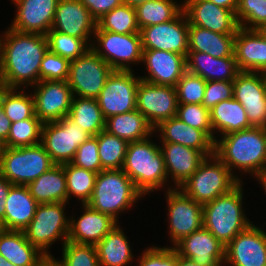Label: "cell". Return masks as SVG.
<instances>
[{"label": "cell", "mask_w": 266, "mask_h": 266, "mask_svg": "<svg viewBox=\"0 0 266 266\" xmlns=\"http://www.w3.org/2000/svg\"><path fill=\"white\" fill-rule=\"evenodd\" d=\"M89 135L68 116L42 125L41 144L56 165L71 163L77 148Z\"/></svg>", "instance_id": "30bf717a"}, {"label": "cell", "mask_w": 266, "mask_h": 266, "mask_svg": "<svg viewBox=\"0 0 266 266\" xmlns=\"http://www.w3.org/2000/svg\"><path fill=\"white\" fill-rule=\"evenodd\" d=\"M46 37L49 51L70 61L84 55L92 43V39H81L52 29Z\"/></svg>", "instance_id": "b9f144b4"}, {"label": "cell", "mask_w": 266, "mask_h": 266, "mask_svg": "<svg viewBox=\"0 0 266 266\" xmlns=\"http://www.w3.org/2000/svg\"><path fill=\"white\" fill-rule=\"evenodd\" d=\"M263 82L265 86V93H266V72H262Z\"/></svg>", "instance_id": "be15d7a7"}, {"label": "cell", "mask_w": 266, "mask_h": 266, "mask_svg": "<svg viewBox=\"0 0 266 266\" xmlns=\"http://www.w3.org/2000/svg\"><path fill=\"white\" fill-rule=\"evenodd\" d=\"M186 70L207 81H233L241 72L234 55L215 58L208 53L188 51Z\"/></svg>", "instance_id": "83f0119b"}, {"label": "cell", "mask_w": 266, "mask_h": 266, "mask_svg": "<svg viewBox=\"0 0 266 266\" xmlns=\"http://www.w3.org/2000/svg\"><path fill=\"white\" fill-rule=\"evenodd\" d=\"M142 48L177 53L187 57L189 23L183 10L171 21L141 28Z\"/></svg>", "instance_id": "5bb4252c"}, {"label": "cell", "mask_w": 266, "mask_h": 266, "mask_svg": "<svg viewBox=\"0 0 266 266\" xmlns=\"http://www.w3.org/2000/svg\"><path fill=\"white\" fill-rule=\"evenodd\" d=\"M101 170L123 168L128 142L103 130L97 134Z\"/></svg>", "instance_id": "ab89813d"}, {"label": "cell", "mask_w": 266, "mask_h": 266, "mask_svg": "<svg viewBox=\"0 0 266 266\" xmlns=\"http://www.w3.org/2000/svg\"><path fill=\"white\" fill-rule=\"evenodd\" d=\"M16 14L9 28L46 35L52 27L59 0H11Z\"/></svg>", "instance_id": "ffe728a7"}, {"label": "cell", "mask_w": 266, "mask_h": 266, "mask_svg": "<svg viewBox=\"0 0 266 266\" xmlns=\"http://www.w3.org/2000/svg\"><path fill=\"white\" fill-rule=\"evenodd\" d=\"M3 88H4V85L2 84V82H1V80H0V93H1V91L3 90Z\"/></svg>", "instance_id": "03108f58"}, {"label": "cell", "mask_w": 266, "mask_h": 266, "mask_svg": "<svg viewBox=\"0 0 266 266\" xmlns=\"http://www.w3.org/2000/svg\"><path fill=\"white\" fill-rule=\"evenodd\" d=\"M165 169L169 182H174V188L180 186L198 169L206 156L198 150L178 143L160 142ZM171 178V179H170Z\"/></svg>", "instance_id": "d4e9b609"}, {"label": "cell", "mask_w": 266, "mask_h": 266, "mask_svg": "<svg viewBox=\"0 0 266 266\" xmlns=\"http://www.w3.org/2000/svg\"><path fill=\"white\" fill-rule=\"evenodd\" d=\"M233 98V81H207L202 105L212 109L221 101Z\"/></svg>", "instance_id": "816d5d0a"}, {"label": "cell", "mask_w": 266, "mask_h": 266, "mask_svg": "<svg viewBox=\"0 0 266 266\" xmlns=\"http://www.w3.org/2000/svg\"><path fill=\"white\" fill-rule=\"evenodd\" d=\"M43 122L34 115L32 118L11 123L7 140L3 147H24L41 143Z\"/></svg>", "instance_id": "7bdbcfd3"}, {"label": "cell", "mask_w": 266, "mask_h": 266, "mask_svg": "<svg viewBox=\"0 0 266 266\" xmlns=\"http://www.w3.org/2000/svg\"><path fill=\"white\" fill-rule=\"evenodd\" d=\"M97 26L103 31L119 34L139 33L140 31L135 8L124 3L100 18Z\"/></svg>", "instance_id": "60d3db41"}, {"label": "cell", "mask_w": 266, "mask_h": 266, "mask_svg": "<svg viewBox=\"0 0 266 266\" xmlns=\"http://www.w3.org/2000/svg\"><path fill=\"white\" fill-rule=\"evenodd\" d=\"M153 136L128 144L122 168L144 197L163 188L165 191L174 188L167 184L169 180L160 143L154 142Z\"/></svg>", "instance_id": "3957f363"}, {"label": "cell", "mask_w": 266, "mask_h": 266, "mask_svg": "<svg viewBox=\"0 0 266 266\" xmlns=\"http://www.w3.org/2000/svg\"><path fill=\"white\" fill-rule=\"evenodd\" d=\"M205 87L202 77L186 70L175 87L178 104H202Z\"/></svg>", "instance_id": "bcb514c9"}, {"label": "cell", "mask_w": 266, "mask_h": 266, "mask_svg": "<svg viewBox=\"0 0 266 266\" xmlns=\"http://www.w3.org/2000/svg\"><path fill=\"white\" fill-rule=\"evenodd\" d=\"M188 23L221 34H236V13L208 0H182Z\"/></svg>", "instance_id": "d6986e66"}, {"label": "cell", "mask_w": 266, "mask_h": 266, "mask_svg": "<svg viewBox=\"0 0 266 266\" xmlns=\"http://www.w3.org/2000/svg\"><path fill=\"white\" fill-rule=\"evenodd\" d=\"M187 125L202 130L213 142L210 110L202 104H178L177 115Z\"/></svg>", "instance_id": "7dc6e473"}, {"label": "cell", "mask_w": 266, "mask_h": 266, "mask_svg": "<svg viewBox=\"0 0 266 266\" xmlns=\"http://www.w3.org/2000/svg\"><path fill=\"white\" fill-rule=\"evenodd\" d=\"M13 184L0 173V223L4 220L5 198Z\"/></svg>", "instance_id": "db71d44e"}, {"label": "cell", "mask_w": 266, "mask_h": 266, "mask_svg": "<svg viewBox=\"0 0 266 266\" xmlns=\"http://www.w3.org/2000/svg\"><path fill=\"white\" fill-rule=\"evenodd\" d=\"M261 228L252 223L225 246V266H266L265 228Z\"/></svg>", "instance_id": "ac0fdd59"}, {"label": "cell", "mask_w": 266, "mask_h": 266, "mask_svg": "<svg viewBox=\"0 0 266 266\" xmlns=\"http://www.w3.org/2000/svg\"><path fill=\"white\" fill-rule=\"evenodd\" d=\"M240 181L215 155L206 157L180 189L202 205L235 188Z\"/></svg>", "instance_id": "52a82bcc"}, {"label": "cell", "mask_w": 266, "mask_h": 266, "mask_svg": "<svg viewBox=\"0 0 266 266\" xmlns=\"http://www.w3.org/2000/svg\"><path fill=\"white\" fill-rule=\"evenodd\" d=\"M242 185L243 181L230 192L203 204V228L224 247L253 223L244 213Z\"/></svg>", "instance_id": "277c9868"}, {"label": "cell", "mask_w": 266, "mask_h": 266, "mask_svg": "<svg viewBox=\"0 0 266 266\" xmlns=\"http://www.w3.org/2000/svg\"><path fill=\"white\" fill-rule=\"evenodd\" d=\"M144 196L122 170H101L97 173L92 196L87 205L110 215L118 223L120 213L133 209Z\"/></svg>", "instance_id": "5b68a950"}, {"label": "cell", "mask_w": 266, "mask_h": 266, "mask_svg": "<svg viewBox=\"0 0 266 266\" xmlns=\"http://www.w3.org/2000/svg\"><path fill=\"white\" fill-rule=\"evenodd\" d=\"M62 258H53L60 266H99L96 245L67 241L62 246Z\"/></svg>", "instance_id": "ee69618b"}, {"label": "cell", "mask_w": 266, "mask_h": 266, "mask_svg": "<svg viewBox=\"0 0 266 266\" xmlns=\"http://www.w3.org/2000/svg\"><path fill=\"white\" fill-rule=\"evenodd\" d=\"M68 117L89 135L105 130V121L96 99L73 96Z\"/></svg>", "instance_id": "d590c367"}, {"label": "cell", "mask_w": 266, "mask_h": 266, "mask_svg": "<svg viewBox=\"0 0 266 266\" xmlns=\"http://www.w3.org/2000/svg\"><path fill=\"white\" fill-rule=\"evenodd\" d=\"M178 255L202 266H224L225 247L205 228L183 237L173 246Z\"/></svg>", "instance_id": "7402d4cb"}, {"label": "cell", "mask_w": 266, "mask_h": 266, "mask_svg": "<svg viewBox=\"0 0 266 266\" xmlns=\"http://www.w3.org/2000/svg\"><path fill=\"white\" fill-rule=\"evenodd\" d=\"M0 102L3 112L11 123L26 120L35 115L33 94L26 92L25 89L3 88L0 93Z\"/></svg>", "instance_id": "74e56055"}, {"label": "cell", "mask_w": 266, "mask_h": 266, "mask_svg": "<svg viewBox=\"0 0 266 266\" xmlns=\"http://www.w3.org/2000/svg\"><path fill=\"white\" fill-rule=\"evenodd\" d=\"M40 266H60V265L53 257H48L40 264Z\"/></svg>", "instance_id": "94428289"}, {"label": "cell", "mask_w": 266, "mask_h": 266, "mask_svg": "<svg viewBox=\"0 0 266 266\" xmlns=\"http://www.w3.org/2000/svg\"><path fill=\"white\" fill-rule=\"evenodd\" d=\"M0 255L15 266H40L47 258L26 239L23 231L0 229Z\"/></svg>", "instance_id": "f546056e"}, {"label": "cell", "mask_w": 266, "mask_h": 266, "mask_svg": "<svg viewBox=\"0 0 266 266\" xmlns=\"http://www.w3.org/2000/svg\"><path fill=\"white\" fill-rule=\"evenodd\" d=\"M136 109L153 127L177 115L178 98L176 88L155 85L140 80L137 89Z\"/></svg>", "instance_id": "9a60e30c"}, {"label": "cell", "mask_w": 266, "mask_h": 266, "mask_svg": "<svg viewBox=\"0 0 266 266\" xmlns=\"http://www.w3.org/2000/svg\"><path fill=\"white\" fill-rule=\"evenodd\" d=\"M234 56L241 71L266 72V37L258 29L239 27Z\"/></svg>", "instance_id": "484cf974"}, {"label": "cell", "mask_w": 266, "mask_h": 266, "mask_svg": "<svg viewBox=\"0 0 266 266\" xmlns=\"http://www.w3.org/2000/svg\"><path fill=\"white\" fill-rule=\"evenodd\" d=\"M142 63L147 74L140 79L155 85L176 87L186 71V57L167 51L143 49Z\"/></svg>", "instance_id": "44dd1931"}, {"label": "cell", "mask_w": 266, "mask_h": 266, "mask_svg": "<svg viewBox=\"0 0 266 266\" xmlns=\"http://www.w3.org/2000/svg\"><path fill=\"white\" fill-rule=\"evenodd\" d=\"M48 50L46 35L7 27L2 33L0 52V80L4 88L26 89L37 84L41 62Z\"/></svg>", "instance_id": "6da1fadb"}, {"label": "cell", "mask_w": 266, "mask_h": 266, "mask_svg": "<svg viewBox=\"0 0 266 266\" xmlns=\"http://www.w3.org/2000/svg\"><path fill=\"white\" fill-rule=\"evenodd\" d=\"M149 0L135 8L139 28L166 23L173 20L182 10V1Z\"/></svg>", "instance_id": "8d00e7d4"}, {"label": "cell", "mask_w": 266, "mask_h": 266, "mask_svg": "<svg viewBox=\"0 0 266 266\" xmlns=\"http://www.w3.org/2000/svg\"><path fill=\"white\" fill-rule=\"evenodd\" d=\"M96 27L97 21L82 2L59 0L52 30L81 39H93Z\"/></svg>", "instance_id": "603a6c76"}, {"label": "cell", "mask_w": 266, "mask_h": 266, "mask_svg": "<svg viewBox=\"0 0 266 266\" xmlns=\"http://www.w3.org/2000/svg\"><path fill=\"white\" fill-rule=\"evenodd\" d=\"M214 154L240 182L243 174L255 179L266 170V128L252 127L223 135L214 143Z\"/></svg>", "instance_id": "7a4b0ae2"}, {"label": "cell", "mask_w": 266, "mask_h": 266, "mask_svg": "<svg viewBox=\"0 0 266 266\" xmlns=\"http://www.w3.org/2000/svg\"><path fill=\"white\" fill-rule=\"evenodd\" d=\"M233 98L244 107L252 127L266 128V93L262 73L241 71L233 80Z\"/></svg>", "instance_id": "e0dca14e"}, {"label": "cell", "mask_w": 266, "mask_h": 266, "mask_svg": "<svg viewBox=\"0 0 266 266\" xmlns=\"http://www.w3.org/2000/svg\"><path fill=\"white\" fill-rule=\"evenodd\" d=\"M168 235L172 247L183 237L203 228V205L180 188L166 190Z\"/></svg>", "instance_id": "8fae6325"}, {"label": "cell", "mask_w": 266, "mask_h": 266, "mask_svg": "<svg viewBox=\"0 0 266 266\" xmlns=\"http://www.w3.org/2000/svg\"><path fill=\"white\" fill-rule=\"evenodd\" d=\"M1 38H2V33H0V52H1Z\"/></svg>", "instance_id": "003e7915"}, {"label": "cell", "mask_w": 266, "mask_h": 266, "mask_svg": "<svg viewBox=\"0 0 266 266\" xmlns=\"http://www.w3.org/2000/svg\"><path fill=\"white\" fill-rule=\"evenodd\" d=\"M234 42L235 34H221L189 24L188 51L223 58L234 55Z\"/></svg>", "instance_id": "836d02e7"}, {"label": "cell", "mask_w": 266, "mask_h": 266, "mask_svg": "<svg viewBox=\"0 0 266 266\" xmlns=\"http://www.w3.org/2000/svg\"><path fill=\"white\" fill-rule=\"evenodd\" d=\"M67 204L70 203L38 204L34 217L23 231L28 242L47 258L53 257L50 253L52 244L60 239L63 246L68 241L70 216L65 213Z\"/></svg>", "instance_id": "8992f818"}, {"label": "cell", "mask_w": 266, "mask_h": 266, "mask_svg": "<svg viewBox=\"0 0 266 266\" xmlns=\"http://www.w3.org/2000/svg\"><path fill=\"white\" fill-rule=\"evenodd\" d=\"M260 31L263 33V35L266 37V25L263 26Z\"/></svg>", "instance_id": "e7e4bbea"}, {"label": "cell", "mask_w": 266, "mask_h": 266, "mask_svg": "<svg viewBox=\"0 0 266 266\" xmlns=\"http://www.w3.org/2000/svg\"><path fill=\"white\" fill-rule=\"evenodd\" d=\"M89 10L91 16L98 21L115 7L123 4V0H79Z\"/></svg>", "instance_id": "f5cc1de1"}, {"label": "cell", "mask_w": 266, "mask_h": 266, "mask_svg": "<svg viewBox=\"0 0 266 266\" xmlns=\"http://www.w3.org/2000/svg\"><path fill=\"white\" fill-rule=\"evenodd\" d=\"M113 69L91 48L71 60L68 84L73 96L96 99Z\"/></svg>", "instance_id": "7c38bea8"}, {"label": "cell", "mask_w": 266, "mask_h": 266, "mask_svg": "<svg viewBox=\"0 0 266 266\" xmlns=\"http://www.w3.org/2000/svg\"><path fill=\"white\" fill-rule=\"evenodd\" d=\"M82 215L70 217L68 241L77 244L97 245L118 222L110 215L82 204Z\"/></svg>", "instance_id": "cb8c5ba5"}, {"label": "cell", "mask_w": 266, "mask_h": 266, "mask_svg": "<svg viewBox=\"0 0 266 266\" xmlns=\"http://www.w3.org/2000/svg\"><path fill=\"white\" fill-rule=\"evenodd\" d=\"M147 1H149V0H123V3L129 5L133 8H136L137 6L144 4Z\"/></svg>", "instance_id": "91938a15"}, {"label": "cell", "mask_w": 266, "mask_h": 266, "mask_svg": "<svg viewBox=\"0 0 266 266\" xmlns=\"http://www.w3.org/2000/svg\"><path fill=\"white\" fill-rule=\"evenodd\" d=\"M140 77L135 71L113 70L96 98L105 119L136 109Z\"/></svg>", "instance_id": "4fadbf2b"}, {"label": "cell", "mask_w": 266, "mask_h": 266, "mask_svg": "<svg viewBox=\"0 0 266 266\" xmlns=\"http://www.w3.org/2000/svg\"><path fill=\"white\" fill-rule=\"evenodd\" d=\"M210 122L214 143L223 135L252 128L244 107L234 98L221 101L210 109Z\"/></svg>", "instance_id": "4dcf8cb0"}, {"label": "cell", "mask_w": 266, "mask_h": 266, "mask_svg": "<svg viewBox=\"0 0 266 266\" xmlns=\"http://www.w3.org/2000/svg\"><path fill=\"white\" fill-rule=\"evenodd\" d=\"M256 181L259 182L258 184L261 185L263 191L266 194V170L256 177Z\"/></svg>", "instance_id": "680465c9"}, {"label": "cell", "mask_w": 266, "mask_h": 266, "mask_svg": "<svg viewBox=\"0 0 266 266\" xmlns=\"http://www.w3.org/2000/svg\"><path fill=\"white\" fill-rule=\"evenodd\" d=\"M118 223L96 245L99 266H127L135 259L130 240Z\"/></svg>", "instance_id": "1f68e13d"}, {"label": "cell", "mask_w": 266, "mask_h": 266, "mask_svg": "<svg viewBox=\"0 0 266 266\" xmlns=\"http://www.w3.org/2000/svg\"><path fill=\"white\" fill-rule=\"evenodd\" d=\"M177 266H202V265L196 264L191 259L184 258L177 254Z\"/></svg>", "instance_id": "6f0895ef"}, {"label": "cell", "mask_w": 266, "mask_h": 266, "mask_svg": "<svg viewBox=\"0 0 266 266\" xmlns=\"http://www.w3.org/2000/svg\"><path fill=\"white\" fill-rule=\"evenodd\" d=\"M213 2L219 7L229 9L231 11H234L236 13L238 8L239 0H208Z\"/></svg>", "instance_id": "9f6ffc18"}, {"label": "cell", "mask_w": 266, "mask_h": 266, "mask_svg": "<svg viewBox=\"0 0 266 266\" xmlns=\"http://www.w3.org/2000/svg\"><path fill=\"white\" fill-rule=\"evenodd\" d=\"M37 206L27 186L12 185L5 198V214L0 229L24 231L34 217Z\"/></svg>", "instance_id": "f1b7e54d"}, {"label": "cell", "mask_w": 266, "mask_h": 266, "mask_svg": "<svg viewBox=\"0 0 266 266\" xmlns=\"http://www.w3.org/2000/svg\"><path fill=\"white\" fill-rule=\"evenodd\" d=\"M105 130L128 143L145 140L155 134L154 128L137 109L107 118Z\"/></svg>", "instance_id": "e575fe53"}, {"label": "cell", "mask_w": 266, "mask_h": 266, "mask_svg": "<svg viewBox=\"0 0 266 266\" xmlns=\"http://www.w3.org/2000/svg\"><path fill=\"white\" fill-rule=\"evenodd\" d=\"M11 121L3 112L0 102V146L7 140L10 132Z\"/></svg>", "instance_id": "11a10c76"}, {"label": "cell", "mask_w": 266, "mask_h": 266, "mask_svg": "<svg viewBox=\"0 0 266 266\" xmlns=\"http://www.w3.org/2000/svg\"><path fill=\"white\" fill-rule=\"evenodd\" d=\"M71 164L96 173L101 171L97 135L90 136L77 148Z\"/></svg>", "instance_id": "681fc988"}, {"label": "cell", "mask_w": 266, "mask_h": 266, "mask_svg": "<svg viewBox=\"0 0 266 266\" xmlns=\"http://www.w3.org/2000/svg\"><path fill=\"white\" fill-rule=\"evenodd\" d=\"M137 266H177V252L172 246H154L145 248L136 259Z\"/></svg>", "instance_id": "f907efd6"}, {"label": "cell", "mask_w": 266, "mask_h": 266, "mask_svg": "<svg viewBox=\"0 0 266 266\" xmlns=\"http://www.w3.org/2000/svg\"><path fill=\"white\" fill-rule=\"evenodd\" d=\"M62 166L66 176L68 203L75 197L81 205L87 204L93 193L97 173L71 163Z\"/></svg>", "instance_id": "f35d334b"}, {"label": "cell", "mask_w": 266, "mask_h": 266, "mask_svg": "<svg viewBox=\"0 0 266 266\" xmlns=\"http://www.w3.org/2000/svg\"><path fill=\"white\" fill-rule=\"evenodd\" d=\"M0 266H15L11 262H9L5 257L0 255Z\"/></svg>", "instance_id": "6125c7cd"}, {"label": "cell", "mask_w": 266, "mask_h": 266, "mask_svg": "<svg viewBox=\"0 0 266 266\" xmlns=\"http://www.w3.org/2000/svg\"><path fill=\"white\" fill-rule=\"evenodd\" d=\"M54 165L41 143L24 147L0 146V173L13 185L27 186Z\"/></svg>", "instance_id": "ba28073f"}, {"label": "cell", "mask_w": 266, "mask_h": 266, "mask_svg": "<svg viewBox=\"0 0 266 266\" xmlns=\"http://www.w3.org/2000/svg\"><path fill=\"white\" fill-rule=\"evenodd\" d=\"M38 204L68 203L66 176L62 165H54L27 185Z\"/></svg>", "instance_id": "d6a6232c"}, {"label": "cell", "mask_w": 266, "mask_h": 266, "mask_svg": "<svg viewBox=\"0 0 266 266\" xmlns=\"http://www.w3.org/2000/svg\"><path fill=\"white\" fill-rule=\"evenodd\" d=\"M31 89L35 115L43 123L58 121L68 116L73 93L67 81H39Z\"/></svg>", "instance_id": "2e32d148"}, {"label": "cell", "mask_w": 266, "mask_h": 266, "mask_svg": "<svg viewBox=\"0 0 266 266\" xmlns=\"http://www.w3.org/2000/svg\"><path fill=\"white\" fill-rule=\"evenodd\" d=\"M236 19L239 27L260 30L266 25V0H239Z\"/></svg>", "instance_id": "f6af8a7d"}, {"label": "cell", "mask_w": 266, "mask_h": 266, "mask_svg": "<svg viewBox=\"0 0 266 266\" xmlns=\"http://www.w3.org/2000/svg\"><path fill=\"white\" fill-rule=\"evenodd\" d=\"M91 49L113 70L132 71L134 64L142 62L143 48L140 33L119 34L103 31L97 26Z\"/></svg>", "instance_id": "9c48e42d"}, {"label": "cell", "mask_w": 266, "mask_h": 266, "mask_svg": "<svg viewBox=\"0 0 266 266\" xmlns=\"http://www.w3.org/2000/svg\"><path fill=\"white\" fill-rule=\"evenodd\" d=\"M70 60L47 51L41 62L40 81L59 80L67 81L70 69Z\"/></svg>", "instance_id": "c3c4849f"}, {"label": "cell", "mask_w": 266, "mask_h": 266, "mask_svg": "<svg viewBox=\"0 0 266 266\" xmlns=\"http://www.w3.org/2000/svg\"><path fill=\"white\" fill-rule=\"evenodd\" d=\"M154 133L160 142L178 143L201 151L206 157L214 154V142L202 130L187 125L177 116L162 121L154 128Z\"/></svg>", "instance_id": "4316f807"}]
</instances>
